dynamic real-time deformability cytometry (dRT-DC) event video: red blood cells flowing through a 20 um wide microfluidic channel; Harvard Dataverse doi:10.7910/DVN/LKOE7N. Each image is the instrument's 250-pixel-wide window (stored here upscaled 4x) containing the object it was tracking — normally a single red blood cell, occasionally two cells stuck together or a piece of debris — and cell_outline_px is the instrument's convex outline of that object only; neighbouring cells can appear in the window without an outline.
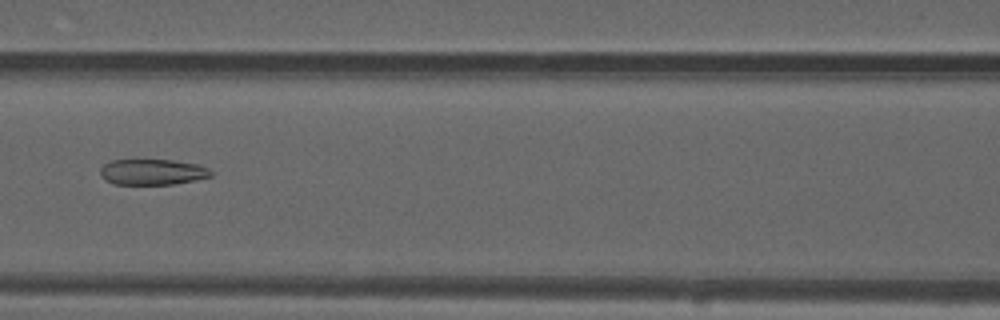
{"species": "common noctule bat (a hibernating species)", "species_latin": "Nyctalus noctula", "temperature_condition": "warm", "stored_images_in_passage": 49, "camera_frame_rate_fps": 3000, "um_per_image_px": 0.085, "animal": {"sex": "male", "forearm_length_mm": 52.5}, "frame": {"image": 1, "passage_image": 19, "time_ms": 6.0, "image_size_px": [1000, 320], "cell_outline_px": [[212, 176], [196, 180], [172, 184], [116, 184], [104, 180], [100, 176], [100, 168], [104, 164], [112, 160], [172, 160], [196, 164], [208, 168], [212, 172]], "centroid_in_image_um": [12.94, 14.62], "position_along_channel_um": 153.7, "area_um2": 16.59}}
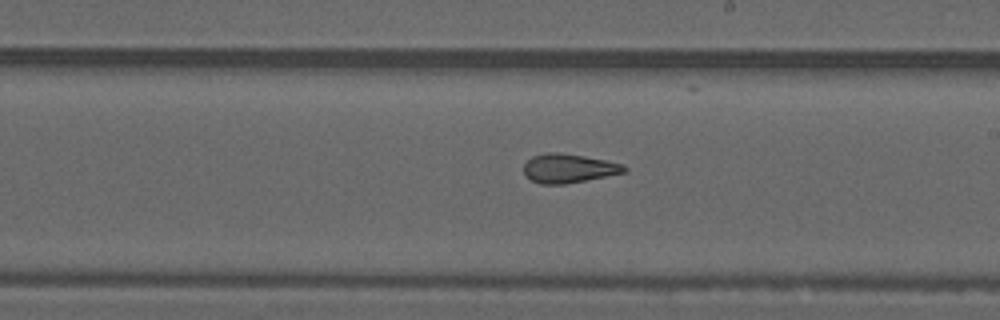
{"frame": {"image": 2, "passage_image": 26, "time_ms": 8.333, "image_size_px": [1000, 320], "cell_outline_px": [[628, 172], [564, 184], [540, 184], [524, 176], [524, 164], [532, 156], [548, 152], [560, 152], [584, 156], [624, 164], [628, 168]], "centroid_in_image_um": [48.34, 14.3], "position_along_channel_um": 240.7, "area_um2": 17.05}}
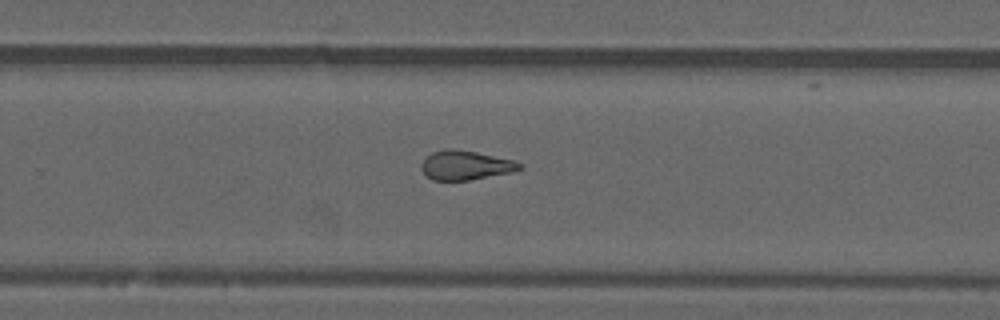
{"frame": {"image": 3, "passage_image": 30, "time_ms": 9.667, "image_size_px": [1000, 320], "cell_outline_px": [[524, 164], [520, 168], [512, 172], [468, 180], [432, 180], [420, 168], [420, 164], [432, 152], [448, 148], [452, 148], [476, 152], [512, 160]], "centroid_in_image_um": [39.55, 14.04], "position_along_channel_um": 290.3, "area_um2": 16.53}, "authors_computed_cell_mechanics": {"area_um2": 17.6868, "velocity_mm_per_s": 3.7442, "shape_relaxation_time_tau1_ms": null, "shape_relaxation_time_tau2_ms": 2.3896, "deformation_change_tau1": null, "deformation_change_tau2": 0.1133}}